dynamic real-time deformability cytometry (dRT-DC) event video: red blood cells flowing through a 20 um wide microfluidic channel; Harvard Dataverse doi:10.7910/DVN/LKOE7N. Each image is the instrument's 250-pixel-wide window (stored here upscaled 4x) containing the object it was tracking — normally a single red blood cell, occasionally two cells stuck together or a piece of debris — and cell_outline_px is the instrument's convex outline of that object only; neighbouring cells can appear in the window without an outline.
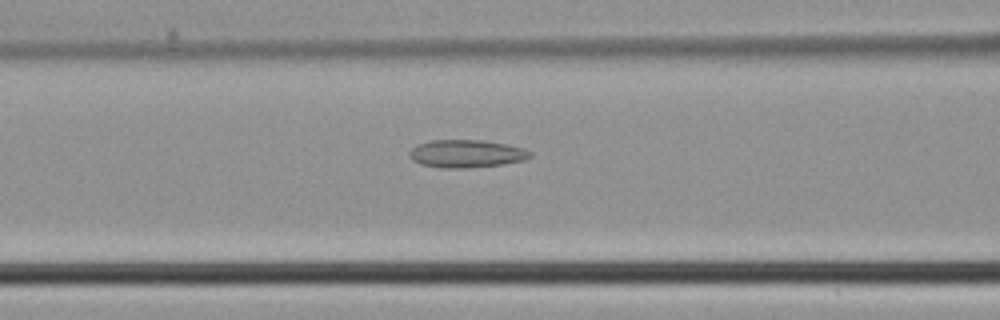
{"species": "common noctule bat (a hibernating species)", "species_latin": "Nyctalus noctula", "temperature_condition": "cold", "stored_images_in_passage": 28, "camera_frame_rate_fps": 3000, "um_per_image_px": 0.085, "animal": {"sex": "male", "body_mass_g": 21.5, "forearm_length_mm": 52.0}, "frame": {"image": 1, "passage_image": 6, "time_ms": 1.667, "image_size_px": [1000, 320], "cell_outline_px": [[532, 156], [524, 160], [504, 164], [468, 168], [440, 168], [420, 164], [412, 160], [408, 156], [408, 152], [416, 144], [432, 140], [484, 140], [508, 144], [524, 148], [532, 152]], "centroid_in_image_um": [39.64, 13.06], "position_along_channel_um": 127.0, "area_um2": 19.88}}
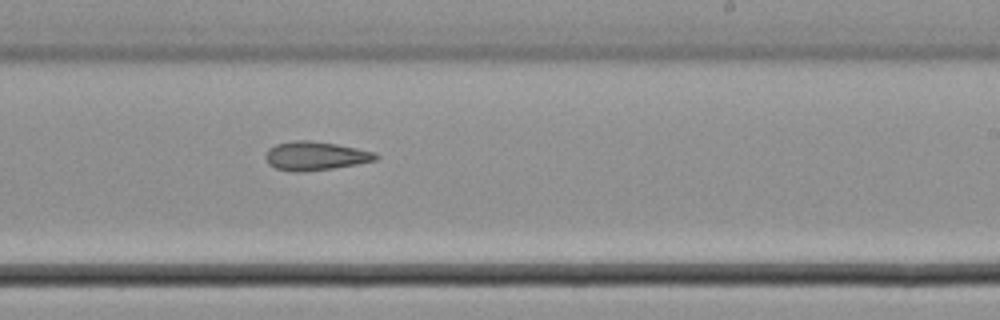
{"frame": {"image": 2, "passage_image": 15, "time_ms": 4.667, "image_size_px": [1000, 320], "cell_outline_px": [[380, 156], [376, 160], [356, 164], [332, 168], [304, 172], [292, 172], [276, 168], [268, 164], [264, 156], [268, 148], [276, 144], [296, 140], [308, 140], [336, 144], [376, 152]], "centroid_in_image_um": [26.78, 13.25], "position_along_channel_um": 262.2, "area_um2": 18.5}}
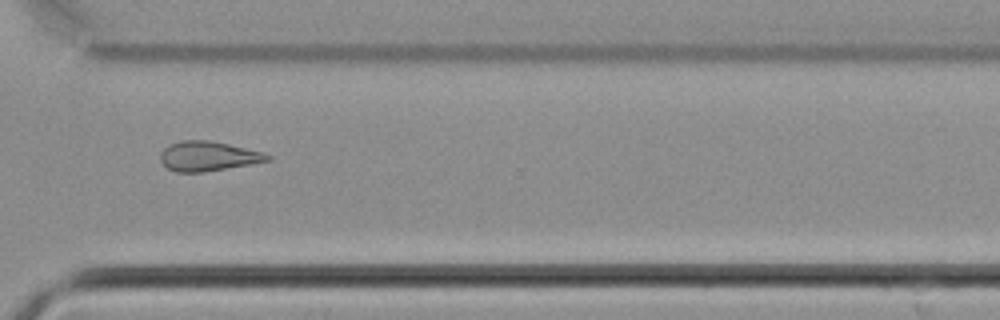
{"frame": {"image": 3, "passage_image": 21, "time_ms": 6.667, "image_size_px": [1000, 320], "cell_outline_px": [[272, 160], [204, 172], [176, 172], [168, 168], [160, 160], [160, 152], [168, 144], [180, 140], [208, 140], [228, 144], [264, 152], [272, 156]], "centroid_in_image_um": [17.68, 13.27], "position_along_channel_um": 352.9, "area_um2": 18.55}}